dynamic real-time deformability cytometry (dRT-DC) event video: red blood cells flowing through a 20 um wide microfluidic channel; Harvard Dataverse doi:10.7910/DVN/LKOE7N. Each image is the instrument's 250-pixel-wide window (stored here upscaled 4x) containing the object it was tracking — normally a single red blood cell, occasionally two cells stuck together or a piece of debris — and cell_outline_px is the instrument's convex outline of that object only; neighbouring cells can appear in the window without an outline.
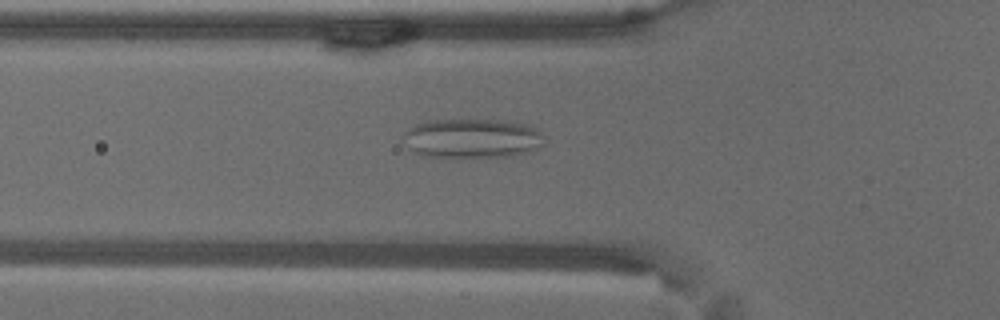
{"species": "common noctule bat (a hibernating species)", "species_latin": "Nyctalus noctula", "temperature_condition": "warm", "stored_images_in_passage": 55, "camera_frame_rate_fps": 3000, "um_per_image_px": 0.085, "animal": {"sex": "male", "body_mass_g": 18.8}, "frame": {"image": 1, "passage_image": 20, "time_ms": 6.333, "image_size_px": [1000, 320], "cell_outline_px": [[544, 144], [540, 148], [532, 152], [512, 156], [420, 156], [412, 152], [400, 140], [404, 132], [416, 124], [432, 120], [500, 120], [532, 124], [544, 136]], "centroid_in_image_um": [40.16, 11.76], "position_along_channel_um": 85.6, "area_um2": 32.83}}
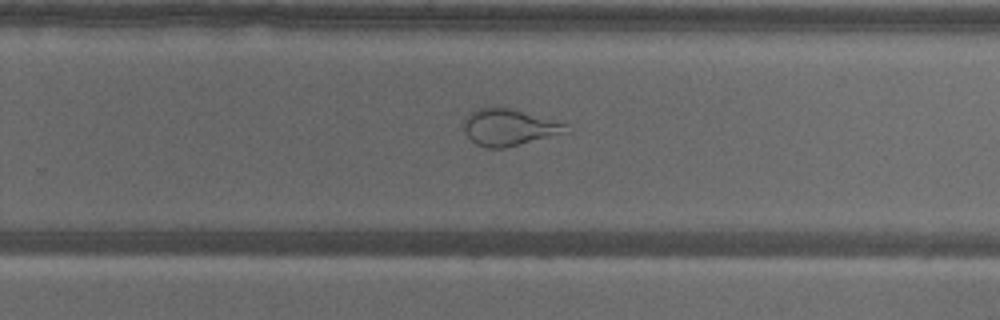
{"frame": {"image": 2, "passage_image": 37, "time_ms": 12.0, "image_size_px": [1000, 320], "cell_outline_px": [[572, 132], [504, 148], [488, 148], [476, 144], [464, 132], [464, 116], [468, 112], [476, 108], [512, 108], [564, 124]], "centroid_in_image_um": [43.24, 10.83], "position_along_channel_um": 286.6, "area_um2": 21.79}}
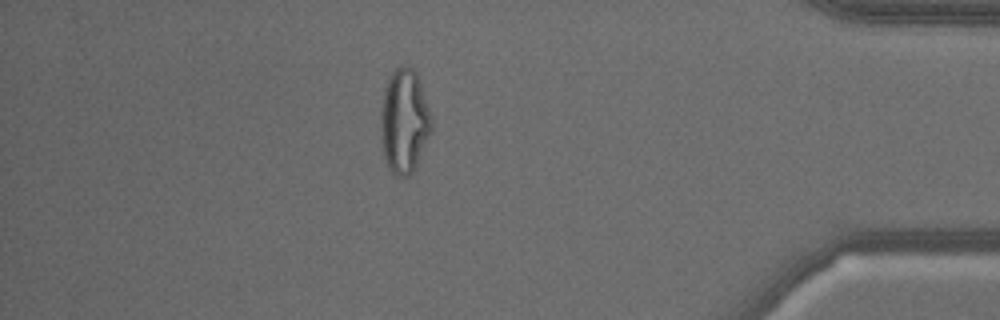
{"frame": {"image": 3, "passage_image": 50, "time_ms": 16.333, "image_size_px": [1000, 320], "cell_outline_px": [[432, 128], [416, 168], [408, 176], [396, 176], [388, 168], [384, 156], [380, 128], [380, 112], [384, 88], [388, 76], [400, 64], [408, 64], [416, 72], [420, 80], [432, 116]], "centroid_in_image_um": [34.36, 10.25], "position_along_channel_um": 400.8, "area_um2": 31.39}}